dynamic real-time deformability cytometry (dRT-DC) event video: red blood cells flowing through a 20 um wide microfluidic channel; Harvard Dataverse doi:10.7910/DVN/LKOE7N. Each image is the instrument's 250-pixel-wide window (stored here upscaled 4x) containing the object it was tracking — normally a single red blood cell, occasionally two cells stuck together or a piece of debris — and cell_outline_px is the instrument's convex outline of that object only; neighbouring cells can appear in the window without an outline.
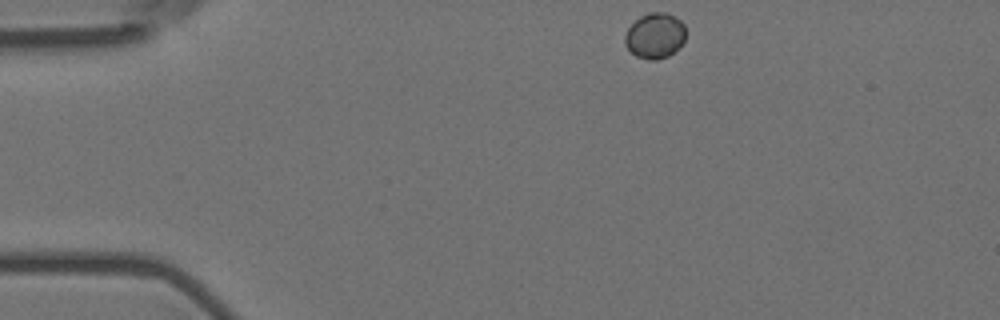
{"species": "Egyptian fruit bat (a non-hibernating species)", "species_latin": "Rousettus aegyptiacus", "temperature_condition": "room temperature", "stored_images_in_passage": 3, "camera_frame_rate_fps": 3000, "um_per_image_px": 0.085, "animal": {"sex": "female"}, "frame": {"image": 1, "passage_image": 1, "time_ms": 0.0, "image_size_px": [1000, 320], "cell_outline_px": [[684, 40], [680, 48], [668, 56], [656, 60], [648, 60], [636, 56], [624, 44], [624, 36], [628, 28], [640, 16], [648, 12], [664, 12], [676, 16], [684, 24]], "centroid_in_image_um": [55.67, 3.03], "position_along_channel_um": 29.3, "area_um2": 16.24}}